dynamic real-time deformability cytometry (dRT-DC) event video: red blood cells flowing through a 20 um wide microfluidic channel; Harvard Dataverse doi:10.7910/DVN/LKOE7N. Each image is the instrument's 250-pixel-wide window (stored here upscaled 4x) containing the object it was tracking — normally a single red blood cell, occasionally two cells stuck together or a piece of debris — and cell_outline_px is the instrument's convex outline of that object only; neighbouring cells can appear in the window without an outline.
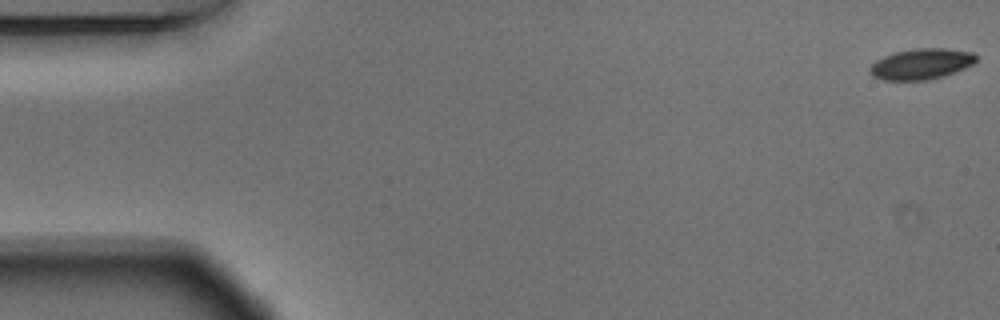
{"species": "Egyptian fruit bat (a non-hibernating species)", "species_latin": "Rousettus aegyptiacus", "temperature_condition": "warm", "stored_images_in_passage": 55, "camera_frame_rate_fps": 3000, "um_per_image_px": 0.085, "animal": {"sex": "male"}, "frame": {"image": 1, "passage_image": 1, "time_ms": 0.0, "image_size_px": [1000, 320], "cell_outline_px": [[976, 60], [972, 64], [964, 68], [944, 76], [928, 80], [884, 80], [872, 76], [868, 72], [868, 68], [876, 60], [884, 56], [896, 52], [916, 48], [944, 48], [972, 52], [976, 56]], "centroid_in_image_um": [78.27, 5.44], "position_along_channel_um": 6.7, "area_um2": 19.02}}
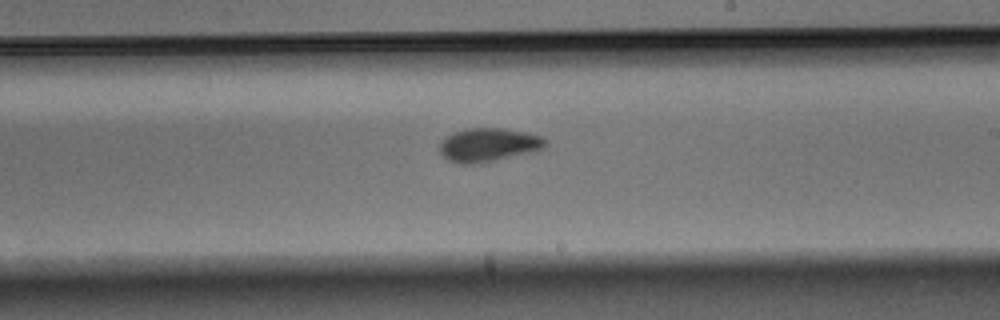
{"frame": {"image": 2, "passage_image": 32, "time_ms": 10.333, "image_size_px": [1000, 320], "cell_outline_px": [[548, 144], [544, 148], [532, 152], [472, 164], [460, 164], [448, 160], [440, 152], [440, 144], [452, 132], [468, 128], [500, 128], [524, 132], [540, 136], [548, 140]], "centroid_in_image_um": [41.53, 12.3], "position_along_channel_um": 247.5, "area_um2": 20.4}}
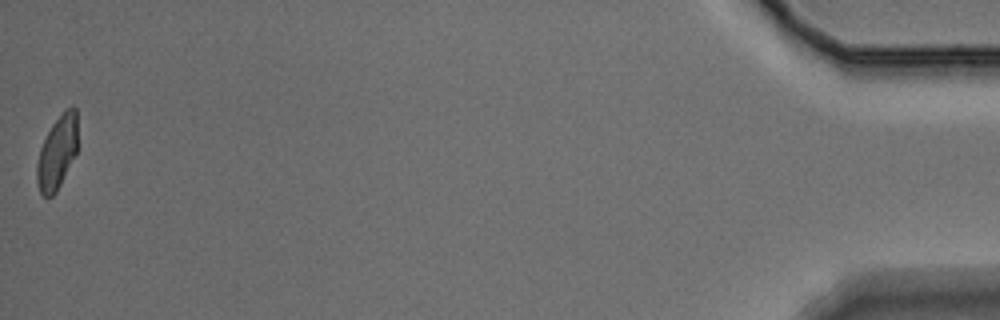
{"frame": {"image": 3, "passage_image": 55, "time_ms": 18.0, "image_size_px": [1000, 320], "cell_outline_px": [[76, 152], [56, 192], [52, 196], [44, 196], [40, 192], [36, 180], [36, 164], [40, 148], [52, 124], [72, 104], [76, 108]], "centroid_in_image_um": [4.83, 12.98], "position_along_channel_um": 430.4, "area_um2": 16.94}, "authors_computed_cell_mechanics": {"area_um2": 19.652, "velocity_mm_per_s": 3.6739, "shape_relaxation_time_tau1_ms": 4.7443, "shape_relaxation_time_tau2_ms": 3.1115, "deformation_change_tau1": 0.1413, "deformation_change_tau2": 0.0664}}